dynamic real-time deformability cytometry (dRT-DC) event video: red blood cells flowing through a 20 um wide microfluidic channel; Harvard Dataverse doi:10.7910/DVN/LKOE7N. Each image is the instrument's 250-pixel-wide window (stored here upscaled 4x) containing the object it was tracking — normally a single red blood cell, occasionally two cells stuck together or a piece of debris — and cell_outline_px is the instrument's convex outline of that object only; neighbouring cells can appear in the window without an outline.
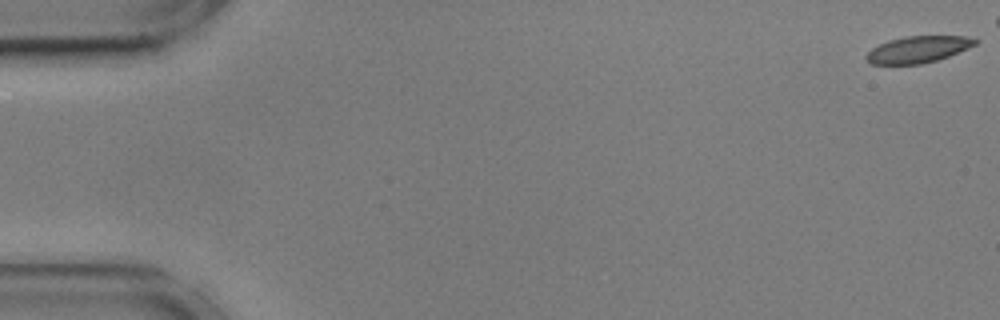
{"species": "common noctule bat (a hibernating species)", "species_latin": "Nyctalus noctula", "temperature_condition": "cold", "stored_images_in_passage": 49, "camera_frame_rate_fps": 3000, "um_per_image_px": 0.085, "animal": {"sex": "male", "body_mass_g": 17.9, "forearm_length_mm": 54.2}, "frame": {"image": 1, "passage_image": 1, "time_ms": 0.0, "image_size_px": [1000, 320], "cell_outline_px": [[980, 40], [976, 44], [968, 48], [948, 56], [936, 60], [920, 64], [872, 64], [864, 56], [872, 48], [888, 40], [904, 36], [964, 36]], "centroid_in_image_um": [78.03, 4.19], "position_along_channel_um": 7.0, "area_um2": 16.76}}
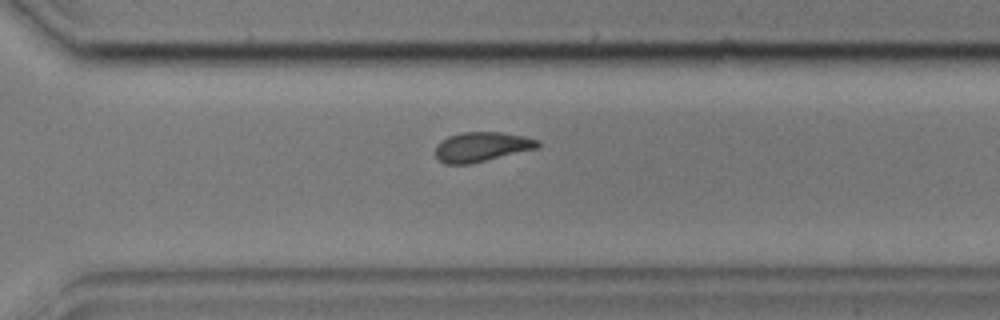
{"frame": {"image": 2, "passage_image": 40, "time_ms": 13.0, "image_size_px": [1000, 320], "cell_outline_px": [[540, 144], [536, 148], [472, 164], [444, 164], [436, 156], [436, 144], [440, 140], [448, 136], [460, 132], [500, 132], [524, 136], [540, 140]], "centroid_in_image_um": [40.91, 12.47], "position_along_channel_um": 329.7, "area_um2": 17.74}}
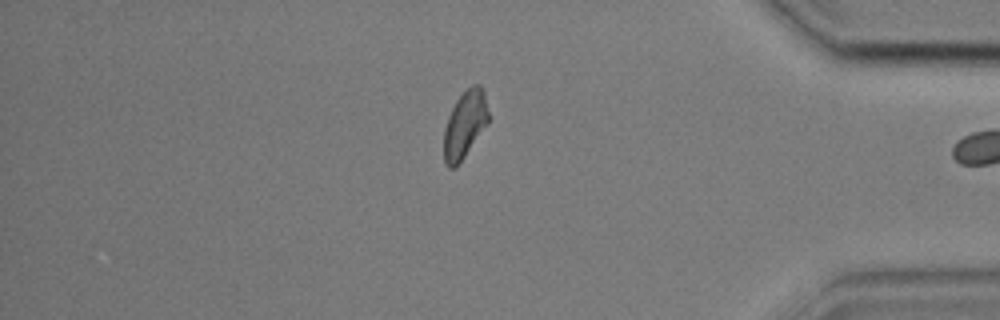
{"frame": {"image": 3, "passage_image": 48, "time_ms": 15.667, "image_size_px": [1000, 320], "cell_outline_px": [[488, 124], [456, 168], [448, 168], [444, 164], [444, 128], [448, 116], [456, 100], [472, 84], [480, 84], [484, 92], [488, 112]], "centroid_in_image_um": [39.5, 10.61], "position_along_channel_um": 395.7, "area_um2": 17.51}}